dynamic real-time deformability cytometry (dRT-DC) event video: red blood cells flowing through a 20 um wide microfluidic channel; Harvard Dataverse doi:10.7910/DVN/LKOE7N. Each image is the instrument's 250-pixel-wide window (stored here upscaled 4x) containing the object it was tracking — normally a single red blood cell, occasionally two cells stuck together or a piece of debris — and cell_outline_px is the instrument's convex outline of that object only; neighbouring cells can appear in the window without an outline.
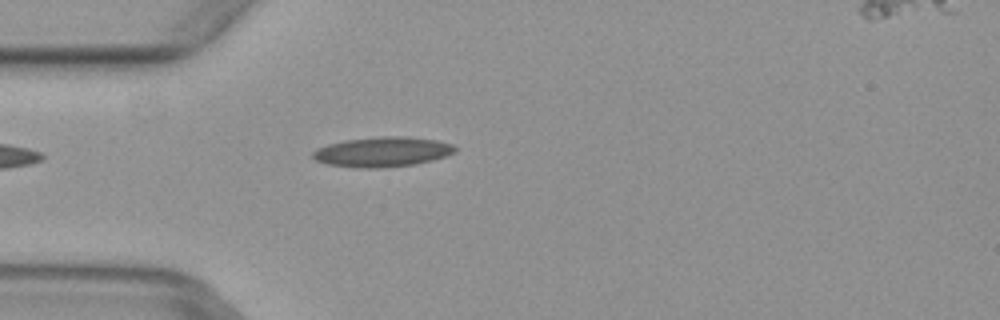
{"species": "common noctule bat (a hibernating species)", "species_latin": "Nyctalus noctula", "temperature_condition": "warm", "stored_images_in_passage": 3, "camera_frame_rate_fps": 3000, "um_per_image_px": 0.085, "animal": {"sex": "female", "body_mass_g": 29.2, "forearm_length_mm": 56.3}, "frame": {"image": 1, "passage_image": 3, "time_ms": 0.667, "image_size_px": [1000, 320], "cell_outline_px": [[456, 152], [448, 156], [416, 164], [380, 168], [364, 168], [328, 164], [316, 160], [312, 156], [312, 152], [316, 148], [328, 144], [344, 140], [380, 136], [404, 136], [436, 140], [452, 144], [456, 148]], "centroid_in_image_um": [32.52, 12.9], "position_along_channel_um": 52.5, "area_um2": 24.85}}